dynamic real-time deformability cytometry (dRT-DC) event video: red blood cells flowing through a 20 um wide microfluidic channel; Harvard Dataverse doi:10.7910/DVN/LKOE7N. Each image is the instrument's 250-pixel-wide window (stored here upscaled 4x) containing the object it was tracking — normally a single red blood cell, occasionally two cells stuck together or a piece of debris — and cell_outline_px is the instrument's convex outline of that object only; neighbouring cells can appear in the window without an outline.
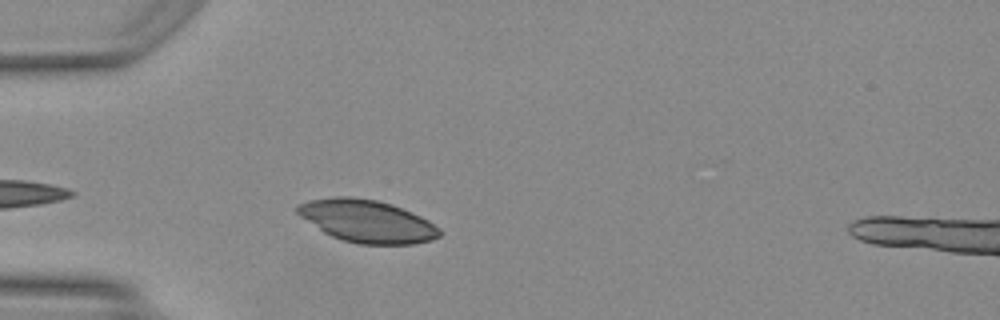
{"species": "Egyptian fruit bat (a non-hibernating species)", "species_latin": "Rousettus aegyptiacus", "temperature_condition": "warm", "stored_images_in_passage": 14, "camera_frame_rate_fps": 3000, "um_per_image_px": 0.085, "animal": {"sex": "female"}, "frame": {"image": 1, "passage_image": 4, "time_ms": 1.0, "image_size_px": [1000, 320], "cell_outline_px": [[440, 236], [432, 240], [412, 244], [360, 244], [344, 240], [332, 236], [324, 232], [300, 216], [296, 212], [296, 208], [300, 204], [308, 200], [332, 196], [348, 196], [376, 200], [392, 204], [420, 216], [428, 220], [440, 228]], "centroid_in_image_um": [31.2, 18.79], "position_along_channel_um": 53.8, "area_um2": 35.03}}
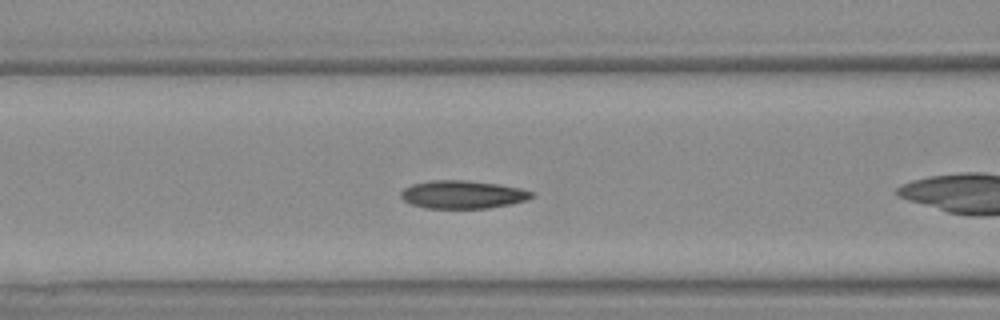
{"frame": {"image": 2, "passage_image": 7, "time_ms": 2.0, "image_size_px": [1000, 320], "cell_outline_px": [[532, 196], [528, 200], [512, 204], [488, 208], [424, 208], [412, 204], [404, 200], [400, 196], [400, 192], [404, 188], [412, 184], [432, 180], [464, 180], [496, 184], [520, 188], [532, 192]], "centroid_in_image_um": [39.31, 16.54], "position_along_channel_um": 127.3, "area_um2": 21.27}}
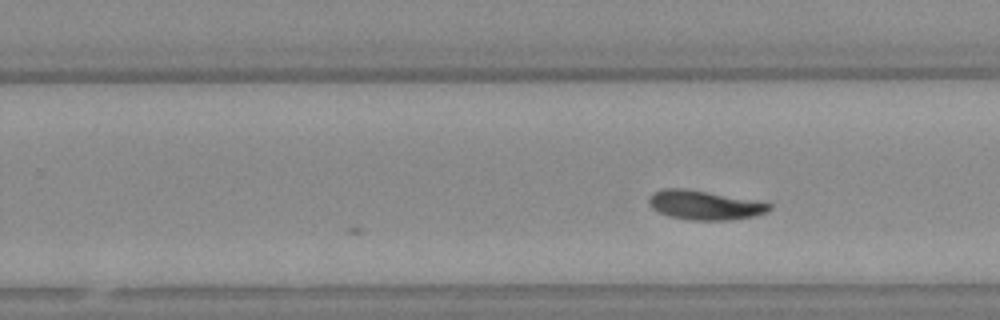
{"frame": {"image": 3, "passage_image": 14, "time_ms": 4.333, "image_size_px": [1000, 320], "cell_outline_px": [[772, 208], [768, 212], [756, 216], [728, 220], [688, 220], [668, 216], [652, 208], [648, 204], [648, 196], [652, 192], [660, 188], [684, 188], [764, 200], [772, 204]], "centroid_in_image_um": [59.94, 17.41], "position_along_channel_um": 269.9, "area_um2": 21.27}}